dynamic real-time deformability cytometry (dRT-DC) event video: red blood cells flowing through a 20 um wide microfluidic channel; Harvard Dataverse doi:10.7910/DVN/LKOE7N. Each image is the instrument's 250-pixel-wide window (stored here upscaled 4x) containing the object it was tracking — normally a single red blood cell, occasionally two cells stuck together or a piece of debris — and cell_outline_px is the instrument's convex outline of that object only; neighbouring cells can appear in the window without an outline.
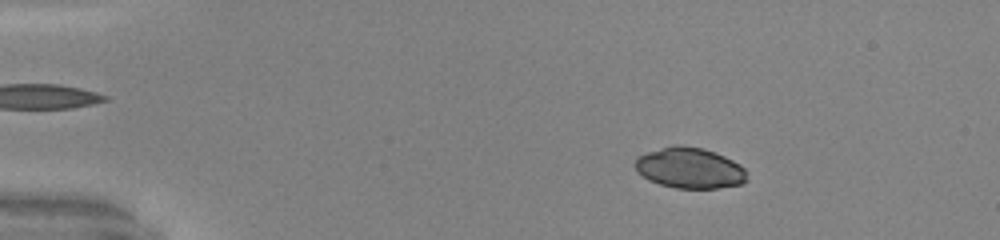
{"species": "common noctule bat (a hibernating species)", "species_latin": "Nyctalus noctula", "temperature_condition": "warm", "stored_images_in_passage": 51, "camera_frame_rate_fps": 3000, "um_per_image_px": 0.085, "animal": {"sex": "male", "body_mass_g": 20.0, "forearm_length_mm": 53.3}, "frame": {"image": 1, "passage_image": 9, "time_ms": 2.667, "image_size_px": [1000, 240], "cell_outline_px": [[748, 180], [740, 184], [716, 188], [676, 188], [660, 184], [648, 180], [636, 168], [636, 156], [648, 152], [676, 144], [700, 148], [724, 156], [740, 164], [744, 168]], "centroid_in_image_um": [58.64, 14.29], "position_along_channel_um": 26.4, "area_um2": 26.18}}
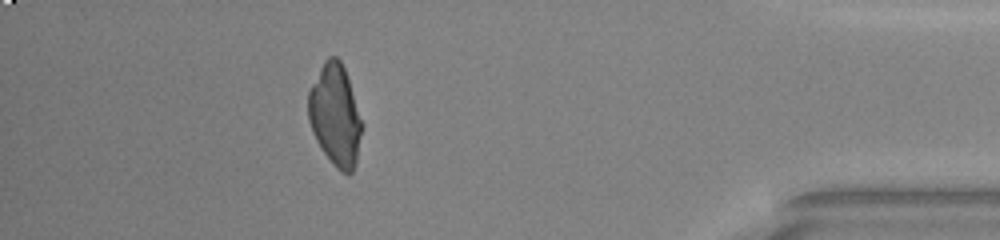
{"frame": {"image": 2, "passage_image": 46, "time_ms": 15.0, "image_size_px": [1000, 240], "cell_outline_px": [[364, 124], [356, 164], [352, 172], [348, 176], [340, 172], [336, 168], [324, 152], [316, 140], [312, 132], [308, 120], [308, 92], [324, 60], [328, 56], [336, 56], [340, 60], [344, 68]], "centroid_in_image_um": [28.51, 9.82], "position_along_channel_um": 406.7, "area_um2": 31.96}}